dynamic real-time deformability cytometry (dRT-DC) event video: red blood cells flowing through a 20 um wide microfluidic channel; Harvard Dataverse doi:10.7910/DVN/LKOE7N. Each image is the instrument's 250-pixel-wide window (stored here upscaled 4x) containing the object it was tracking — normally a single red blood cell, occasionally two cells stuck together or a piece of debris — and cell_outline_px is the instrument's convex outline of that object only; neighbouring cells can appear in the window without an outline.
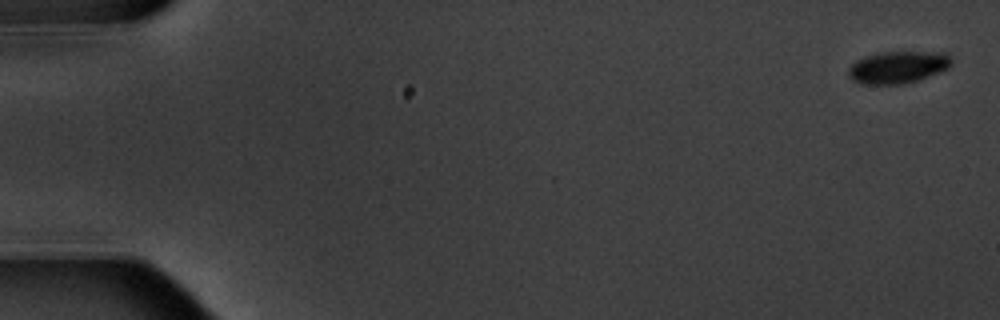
{"species": "common noctule bat (a hibernating species)", "species_latin": "Nyctalus noctula", "temperature_condition": "warm", "stored_images_in_passage": 10, "camera_frame_rate_fps": 3000, "um_per_image_px": 0.085, "animal": {"sex": "male", "body_mass_g": 20.1, "forearm_length_mm": 53.5}, "frame": {"image": 1, "passage_image": 1, "time_ms": 0.0, "image_size_px": [1000, 320], "cell_outline_px": [[952, 64], [948, 68], [920, 80], [904, 84], [864, 84], [852, 80], [848, 76], [848, 68], [856, 60], [864, 56], [880, 52], [944, 52], [952, 60]], "centroid_in_image_um": [76.31, 5.71], "position_along_channel_um": 8.7, "area_um2": 19.42}}
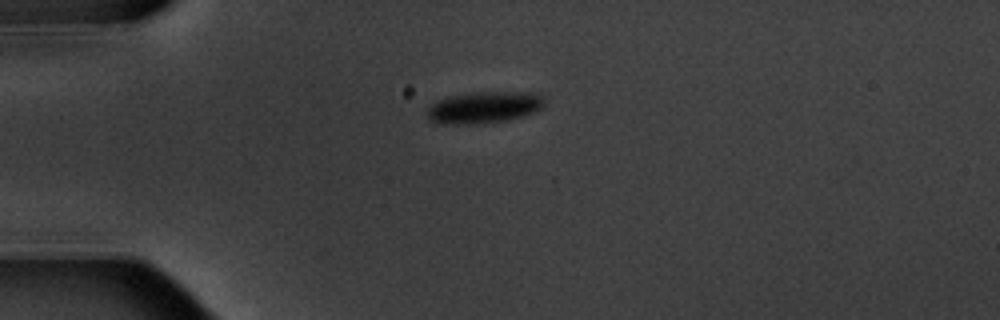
{"frame": {"image": 2, "passage_image": 5, "time_ms": 4.667, "image_size_px": [1000, 320], "cell_outline_px": [[544, 104], [540, 108], [532, 112], [508, 120], [476, 124], [444, 124], [428, 120], [424, 112], [436, 100], [448, 96], [472, 92], [540, 92], [544, 96]], "centroid_in_image_um": [41.1, 9.11], "position_along_channel_um": 43.9, "area_um2": 21.96}}
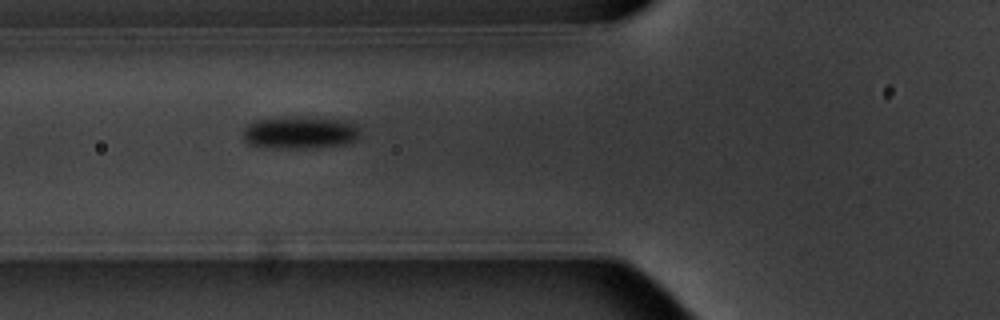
{"frame": {"image": 3, "passage_image": 7, "time_ms": 7.0, "image_size_px": [1000, 320], "cell_outline_px": [[360, 136], [356, 140], [344, 144], [308, 148], [264, 148], [248, 144], [244, 140], [244, 128], [248, 124], [256, 120], [284, 116], [308, 116], [340, 120], [356, 124], [360, 128]], "centroid_in_image_um": [25.49, 11.26], "position_along_channel_um": 100.3, "area_um2": 22.6}}